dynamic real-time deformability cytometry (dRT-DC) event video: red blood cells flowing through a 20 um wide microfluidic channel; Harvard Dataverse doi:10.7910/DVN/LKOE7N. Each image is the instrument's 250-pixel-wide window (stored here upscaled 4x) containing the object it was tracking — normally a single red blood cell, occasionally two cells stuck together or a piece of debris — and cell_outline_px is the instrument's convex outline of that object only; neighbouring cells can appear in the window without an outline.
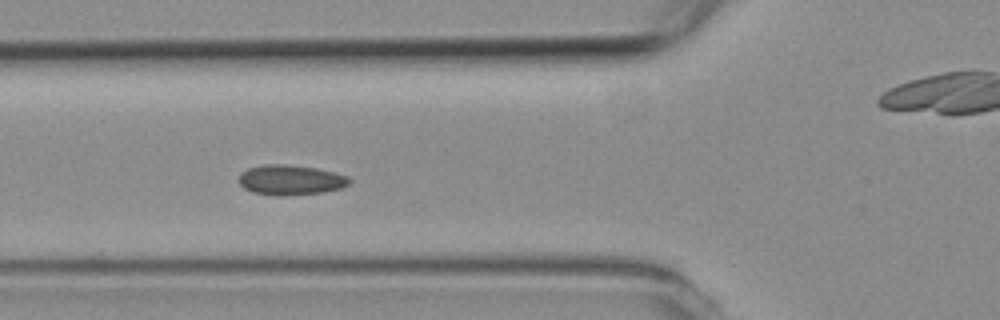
{"species": "common noctule bat (a hibernating species)", "species_latin": "Nyctalus noctula", "temperature_condition": "room temperature", "stored_images_in_passage": 6, "camera_frame_rate_fps": 3000, "um_per_image_px": 0.085, "animal": {"sex": "female", "body_mass_g": 19.3, "forearm_length_mm": 54.1}, "frame": {"image": 1, "passage_image": 4, "time_ms": 5.0, "image_size_px": [1000, 320], "cell_outline_px": [[352, 180], [348, 184], [340, 188], [324, 192], [280, 196], [276, 196], [252, 192], [244, 188], [236, 180], [240, 172], [248, 168], [264, 164], [288, 164], [316, 168], [336, 172], [348, 176]], "centroid_in_image_um": [24.67, 15.29], "position_along_channel_um": 101.1, "area_um2": 19.65}}
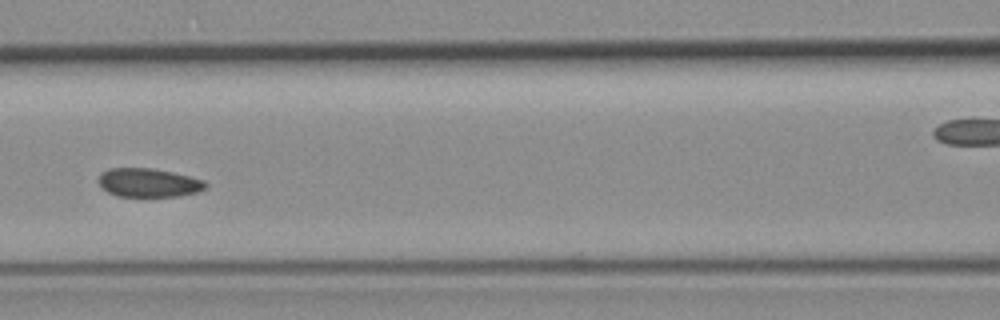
{"frame": {"image": 2, "passage_image": 5, "time_ms": 6.333, "image_size_px": [1000, 320], "cell_outline_px": [[208, 184], [204, 188], [196, 192], [180, 196], [116, 196], [100, 188], [100, 172], [108, 168], [152, 168], [172, 172], [204, 180]], "centroid_in_image_um": [12.6, 15.52], "position_along_channel_um": 154.0, "area_um2": 17.86}}
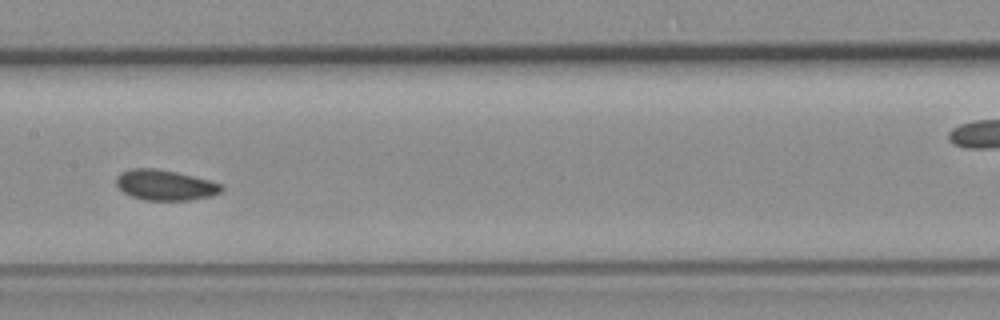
{"frame": {"image": 3, "passage_image": 6, "time_ms": 7.333, "image_size_px": [1000, 320], "cell_outline_px": [[224, 188], [220, 192], [212, 196], [188, 200], [144, 200], [132, 196], [124, 192], [116, 184], [116, 176], [120, 172], [128, 168], [156, 168], [176, 172], [224, 184]], "centroid_in_image_um": [14.03, 15.72], "position_along_channel_um": 193.4, "area_um2": 18.73}}